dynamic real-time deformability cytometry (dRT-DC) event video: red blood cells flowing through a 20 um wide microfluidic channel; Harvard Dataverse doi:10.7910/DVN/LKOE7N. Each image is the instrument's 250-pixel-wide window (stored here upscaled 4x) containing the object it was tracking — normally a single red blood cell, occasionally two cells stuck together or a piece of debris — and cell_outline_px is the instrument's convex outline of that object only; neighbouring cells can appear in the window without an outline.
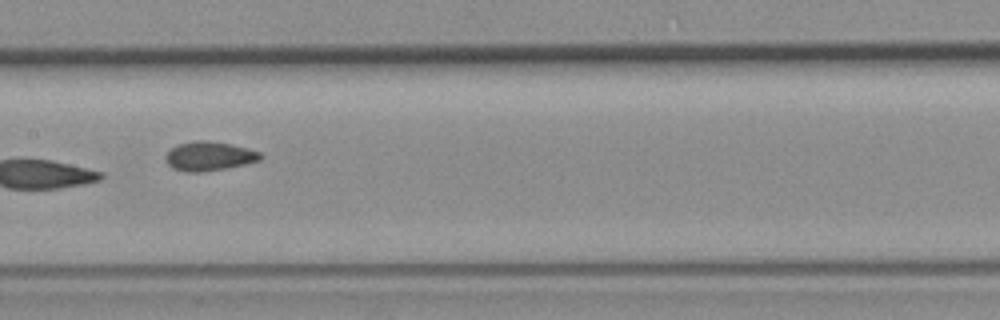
{"species": "common noctule bat (a hibernating species)", "species_latin": "Nyctalus noctula", "temperature_condition": "room temperature", "stored_images_in_passage": 9, "camera_frame_rate_fps": 3000, "um_per_image_px": 0.085, "animal": {"sex": "female", "body_mass_g": 19.3, "forearm_length_mm": 54.1}, "frame": {"image": 1, "passage_image": 8, "time_ms": 8.333, "image_size_px": [1000, 320], "cell_outline_px": [[264, 156], [260, 160], [228, 168], [204, 172], [184, 172], [172, 168], [164, 160], [164, 156], [172, 148], [180, 144], [196, 140], [204, 140], [228, 144], [260, 152]], "centroid_in_image_um": [17.75, 13.3], "position_along_channel_um": 189.7, "area_um2": 16.01}}
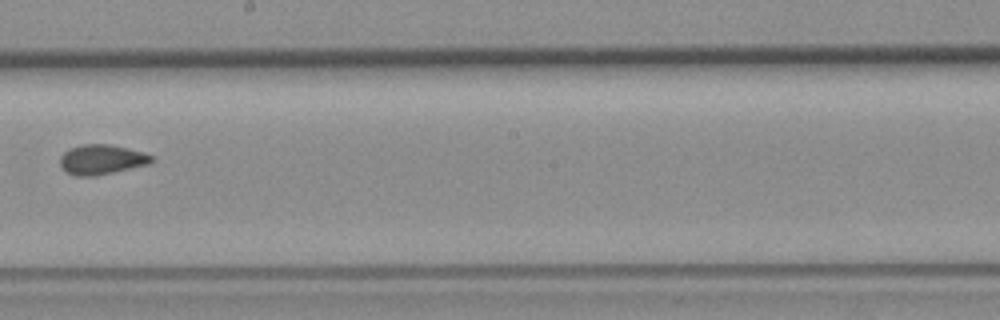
{"frame": {"image": 2, "passage_image": 9, "time_ms": 9.667, "image_size_px": [1000, 320], "cell_outline_px": [[152, 160], [148, 164], [96, 176], [76, 176], [64, 172], [60, 164], [60, 156], [68, 148], [80, 144], [108, 144], [128, 148], [144, 152], [152, 156]], "centroid_in_image_um": [8.58, 13.55], "position_along_channel_um": 239.6, "area_um2": 16.01}}